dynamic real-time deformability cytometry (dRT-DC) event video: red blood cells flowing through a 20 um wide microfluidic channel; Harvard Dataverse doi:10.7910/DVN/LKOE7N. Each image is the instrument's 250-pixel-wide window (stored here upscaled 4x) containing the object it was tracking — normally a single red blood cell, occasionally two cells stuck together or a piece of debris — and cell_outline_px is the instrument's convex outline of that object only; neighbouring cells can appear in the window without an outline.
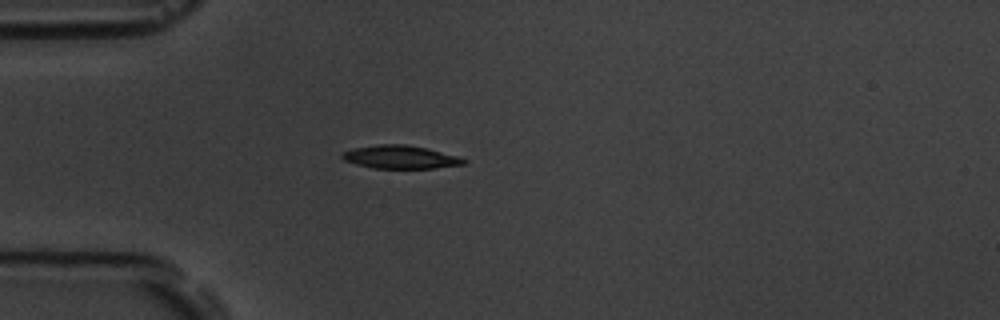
{"species": "common noctule bat (a hibernating species)", "species_latin": "Nyctalus noctula", "temperature_condition": "room temperature", "stored_images_in_passage": 5, "camera_frame_rate_fps": 3000, "um_per_image_px": 0.085, "animal": {"sex": "male", "body_mass_g": 19.5, "forearm_length_mm": 54.6}, "frame": {"image": 1, "passage_image": 4, "time_ms": 3.333, "image_size_px": [1000, 320], "cell_outline_px": [[468, 160], [464, 164], [432, 168], [372, 168], [356, 164], [344, 160], [340, 156], [344, 152], [352, 148], [380, 144], [408, 144], [428, 148], [460, 156]], "centroid_in_image_um": [34.06, 13.34], "position_along_channel_um": 50.9, "area_um2": 16.53}}